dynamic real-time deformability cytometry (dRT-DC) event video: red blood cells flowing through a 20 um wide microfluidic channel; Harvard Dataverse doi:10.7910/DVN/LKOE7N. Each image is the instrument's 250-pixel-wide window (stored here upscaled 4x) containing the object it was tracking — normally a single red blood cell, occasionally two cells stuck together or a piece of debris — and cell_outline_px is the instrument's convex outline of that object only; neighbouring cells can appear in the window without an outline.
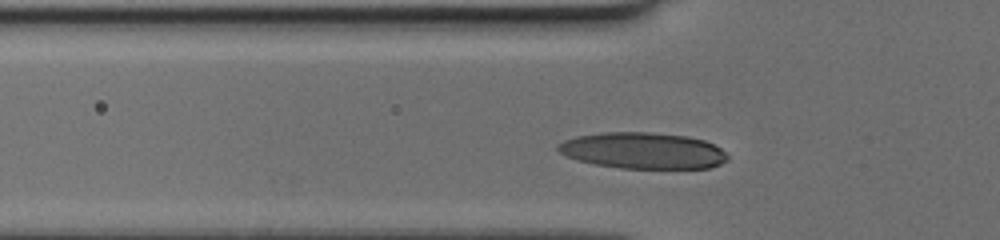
{"species": "human", "species_latin": "Homo sapiens", "temperature_condition": "cold", "stored_images_in_passage": 31, "camera_frame_rate_fps": 3000, "um_per_image_px": 0.085, "donor": {"sex": "female"}, "frame": {"image": 1, "passage_image": 8, "time_ms": 2.333, "image_size_px": [1000, 240], "cell_outline_px": [[728, 160], [720, 164], [708, 168], [620, 168], [596, 164], [580, 160], [568, 156], [560, 152], [556, 148], [556, 144], [564, 140], [576, 136], [600, 132], [648, 132], [688, 136], [704, 140], [720, 148], [728, 156]], "centroid_in_image_um": [54.64, 12.79], "position_along_channel_um": 71.2, "area_um2": 35.72}}
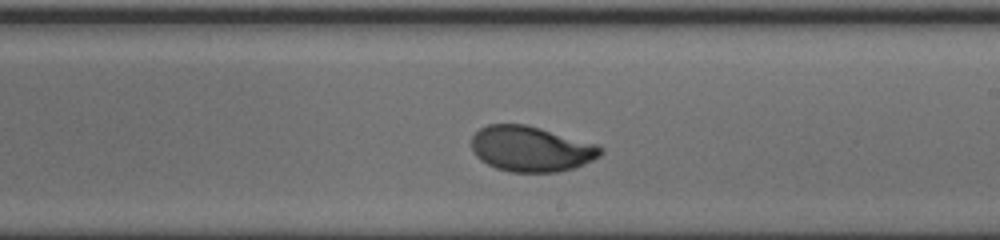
{"frame": {"image": 2, "passage_image": 21, "time_ms": 6.667, "image_size_px": [1000, 240], "cell_outline_px": [[604, 152], [600, 156], [592, 160], [572, 168], [556, 172], [508, 172], [496, 168], [480, 160], [472, 152], [472, 136], [480, 128], [488, 124], [528, 124], [596, 144], [604, 148]], "centroid_in_image_um": [45.12, 12.65], "position_along_channel_um": 243.9, "area_um2": 34.28}}
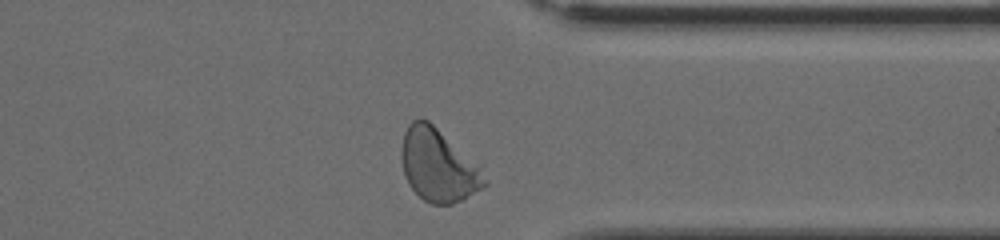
{"frame": {"image": 3, "passage_image": 31, "time_ms": 10.0, "image_size_px": [1000, 240], "cell_outline_px": [[488, 184], [484, 188], [452, 204], [432, 204], [424, 200], [408, 184], [404, 172], [400, 156], [400, 148], [404, 132], [408, 124], [412, 120], [420, 116], [428, 120], [480, 164]], "centroid_in_image_um": [37.25, 14.02], "position_along_channel_um": 374.2, "area_um2": 35.6}}